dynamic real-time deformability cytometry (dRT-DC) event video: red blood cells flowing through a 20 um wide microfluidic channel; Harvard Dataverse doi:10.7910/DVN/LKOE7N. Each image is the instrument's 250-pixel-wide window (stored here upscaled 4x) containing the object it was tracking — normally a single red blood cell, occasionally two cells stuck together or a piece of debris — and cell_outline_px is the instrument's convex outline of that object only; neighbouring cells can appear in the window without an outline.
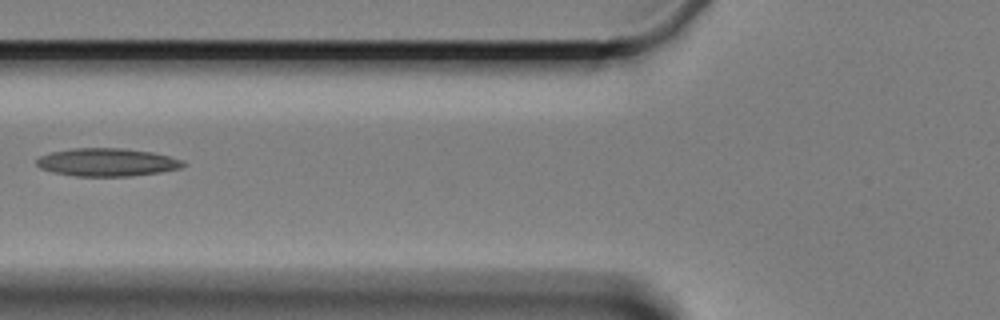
{"species": "Egyptian fruit bat (a non-hibernating species)", "species_latin": "Rousettus aegyptiacus", "temperature_condition": "cold", "stored_images_in_passage": 2, "camera_frame_rate_fps": 3000, "um_per_image_px": 0.085, "animal": {"sex": "female"}, "frame": {"image": 1, "passage_image": 2, "time_ms": 1.333, "image_size_px": [1000, 320], "cell_outline_px": [[188, 164], [180, 168], [160, 172], [132, 176], [76, 176], [52, 172], [40, 168], [36, 164], [36, 160], [40, 156], [52, 152], [72, 148], [124, 148], [152, 152], [184, 160]], "centroid_in_image_um": [9.12, 13.79], "position_along_channel_um": 116.7, "area_um2": 23.99}}